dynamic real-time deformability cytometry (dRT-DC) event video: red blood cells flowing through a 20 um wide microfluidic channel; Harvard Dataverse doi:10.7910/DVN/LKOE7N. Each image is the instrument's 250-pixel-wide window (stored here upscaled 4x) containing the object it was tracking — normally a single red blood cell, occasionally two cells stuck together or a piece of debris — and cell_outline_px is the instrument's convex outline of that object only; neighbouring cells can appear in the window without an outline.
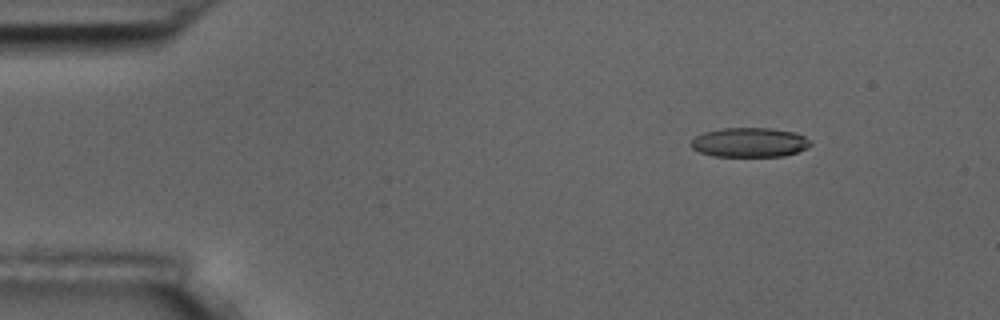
{"species": "common noctule bat (a hibernating species)", "species_latin": "Nyctalus noctula", "temperature_condition": "room temperature", "stored_images_in_passage": 4, "camera_frame_rate_fps": 3000, "um_per_image_px": 0.085, "animal": {"sex": "male", "body_mass_g": 17.5, "forearm_length_mm": 52.3}, "frame": {"image": 1, "passage_image": 2, "time_ms": 1.333, "image_size_px": [1000, 320], "cell_outline_px": [[812, 144], [808, 148], [784, 156], [712, 156], [700, 152], [692, 148], [688, 144], [696, 136], [704, 132], [720, 128], [768, 128], [796, 132], [804, 136]], "centroid_in_image_um": [63.7, 12.1], "position_along_channel_um": 21.3, "area_um2": 20.58}}